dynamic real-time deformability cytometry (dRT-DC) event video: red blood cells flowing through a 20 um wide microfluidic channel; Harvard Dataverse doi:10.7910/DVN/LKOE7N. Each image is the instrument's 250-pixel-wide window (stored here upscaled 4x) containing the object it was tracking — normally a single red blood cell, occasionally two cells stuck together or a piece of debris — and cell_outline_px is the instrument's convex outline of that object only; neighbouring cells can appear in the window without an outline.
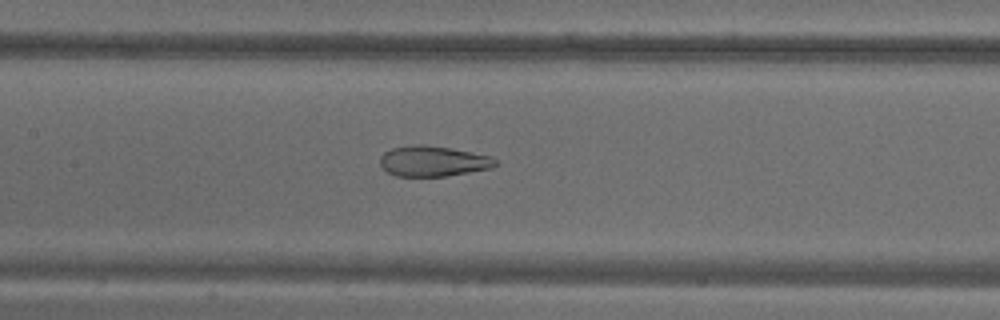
{"species": "common noctule bat (a hibernating species)", "species_latin": "Nyctalus noctula", "temperature_condition": "warm", "stored_images_in_passage": 53, "camera_frame_rate_fps": 3000, "um_per_image_px": 0.085, "animal": {"sex": "male", "body_mass_g": 18.8}, "frame": {"image": 1, "passage_image": 26, "time_ms": 8.333, "image_size_px": [1000, 320], "cell_outline_px": [[496, 164], [492, 168], [444, 176], [396, 176], [388, 172], [380, 164], [380, 156], [384, 152], [392, 148], [412, 144], [424, 144], [452, 148], [492, 156], [496, 160]], "centroid_in_image_um": [36.8, 13.68], "position_along_channel_um": 170.6, "area_um2": 20.52}}
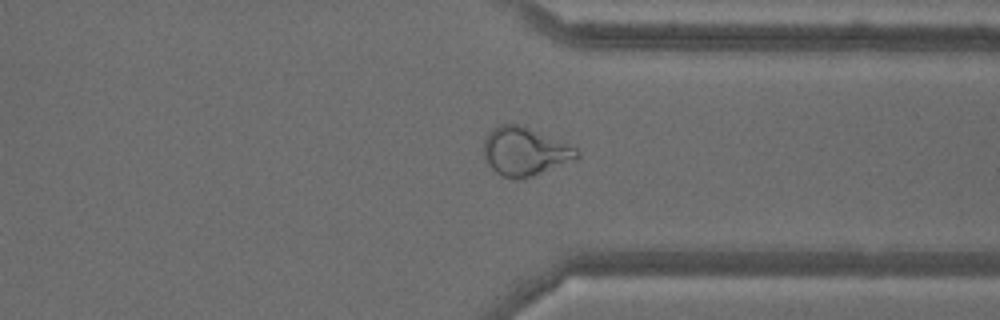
{"frame": {"image": 2, "passage_image": 42, "time_ms": 13.667, "image_size_px": [1000, 320], "cell_outline_px": [[580, 156], [524, 180], [516, 180], [500, 176], [488, 164], [484, 156], [484, 140], [488, 132], [492, 128], [500, 124], [516, 124], [568, 144], [576, 148], [580, 152]], "centroid_in_image_um": [44.55, 12.9], "position_along_channel_um": 366.8, "area_um2": 25.89}}
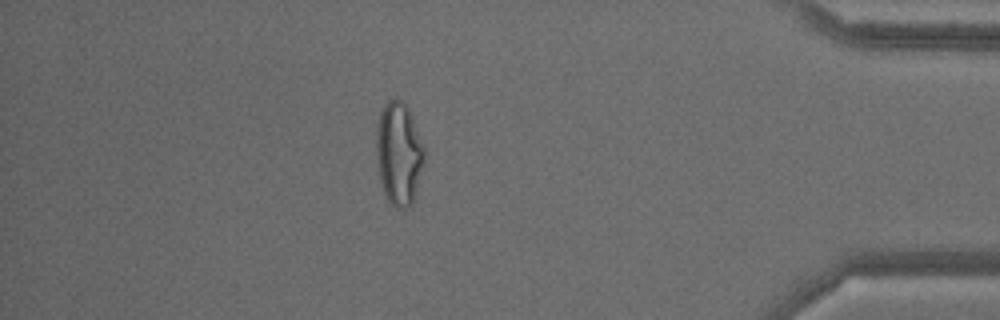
{"frame": {"image": 3, "passage_image": 48, "time_ms": 15.667, "image_size_px": [1000, 320], "cell_outline_px": [[424, 164], [412, 204], [408, 208], [396, 208], [388, 200], [384, 192], [380, 180], [376, 160], [376, 132], [380, 112], [384, 104], [388, 100], [404, 100], [412, 116], [424, 144]], "centroid_in_image_um": [33.9, 13.04], "position_along_channel_um": 401.3, "area_um2": 29.02}}